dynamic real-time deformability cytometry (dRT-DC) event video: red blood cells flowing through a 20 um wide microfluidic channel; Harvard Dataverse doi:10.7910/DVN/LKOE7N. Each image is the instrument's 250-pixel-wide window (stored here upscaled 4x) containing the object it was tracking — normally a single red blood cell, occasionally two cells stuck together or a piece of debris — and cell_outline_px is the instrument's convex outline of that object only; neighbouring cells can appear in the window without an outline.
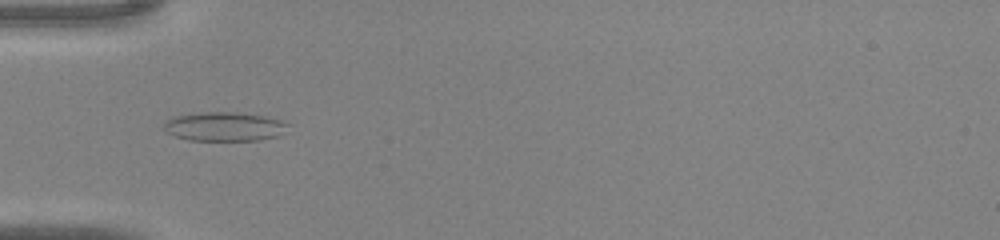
{"species": "common noctule bat (a hibernating species)", "species_latin": "Nyctalus noctula", "temperature_condition": "warm", "stored_images_in_passage": 31, "camera_frame_rate_fps": 3000, "um_per_image_px": 0.085, "animal": {"sex": "male", "body_mass_g": 20.0, "forearm_length_mm": 53.3}, "frame": {"image": 1, "passage_image": 2, "time_ms": 0.333, "image_size_px": [1000, 240], "cell_outline_px": [[292, 124], [276, 136], [260, 140], [188, 140], [176, 136], [168, 132], [164, 128], [164, 124], [172, 116], [200, 112], [236, 112], [264, 116], [280, 120]], "centroid_in_image_um": [19.07, 10.75], "position_along_channel_um": 65.9, "area_um2": 20.87}}
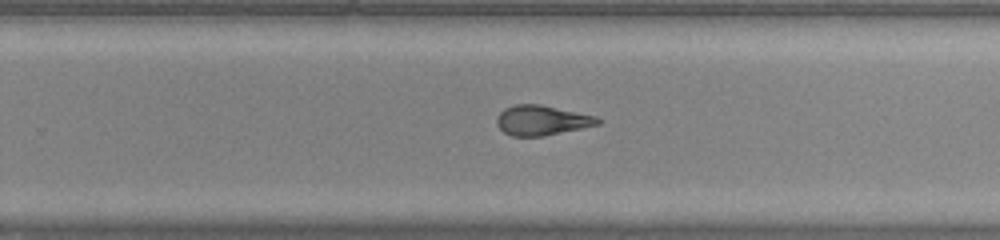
{"frame": {"image": 2, "passage_image": 16, "time_ms": 5.0, "image_size_px": [1000, 240], "cell_outline_px": [[600, 124], [544, 136], [512, 136], [504, 132], [496, 124], [496, 116], [504, 108], [516, 104], [540, 104], [596, 116], [600, 120]], "centroid_in_image_um": [46.02, 10.22], "position_along_channel_um": 283.8, "area_um2": 17.57}}
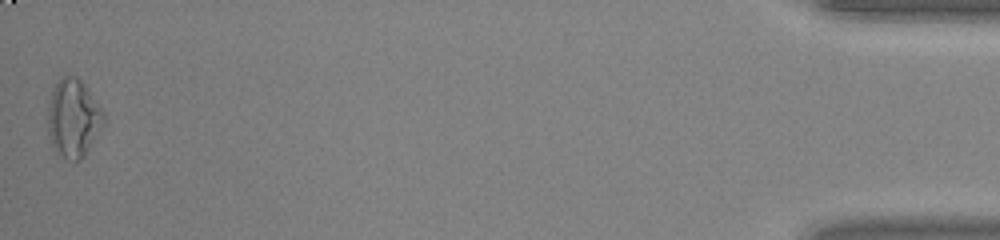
{"frame": {"image": 3, "passage_image": 31, "time_ms": 10.0, "image_size_px": [1000, 240], "cell_outline_px": [[104, 124], [84, 156], [80, 160], [68, 160], [56, 156], [48, 132], [48, 104], [52, 92], [60, 76], [68, 72], [76, 76], [84, 84], [104, 112]], "centroid_in_image_um": [6.21, 10.04], "position_along_channel_um": 429.0, "area_um2": 25.66}}